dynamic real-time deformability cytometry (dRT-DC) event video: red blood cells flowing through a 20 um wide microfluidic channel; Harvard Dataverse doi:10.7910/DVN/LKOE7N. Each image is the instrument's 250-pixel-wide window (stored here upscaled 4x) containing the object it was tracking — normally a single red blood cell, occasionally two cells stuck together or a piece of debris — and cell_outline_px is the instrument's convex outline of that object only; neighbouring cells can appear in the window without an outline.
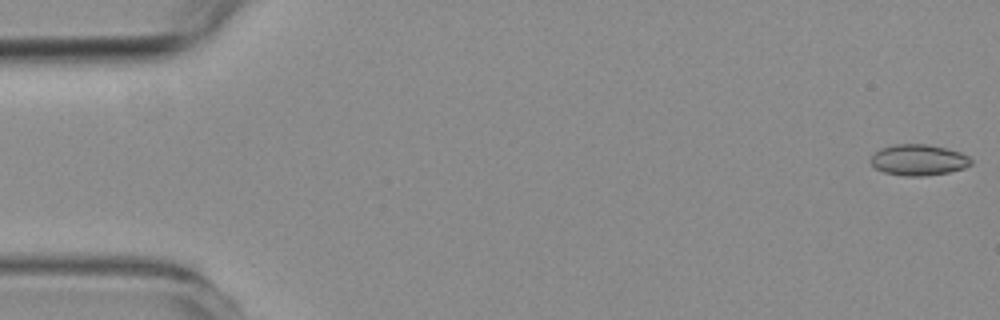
{"species": "common noctule bat (a hibernating species)", "species_latin": "Nyctalus noctula", "temperature_condition": "room temperature", "stored_images_in_passage": 57, "camera_frame_rate_fps": 3000, "um_per_image_px": 0.085, "animal": {"sex": "female", "body_mass_g": 19.3, "forearm_length_mm": 54.1}, "frame": {"image": 1, "passage_image": 1, "time_ms": 0.0, "image_size_px": [1000, 320], "cell_outline_px": [[972, 164], [964, 168], [948, 172], [924, 176], [904, 176], [884, 172], [876, 168], [868, 160], [872, 152], [880, 148], [892, 144], [928, 144], [960, 152], [968, 156], [972, 160]], "centroid_in_image_um": [78.02, 13.59], "position_along_channel_um": 7.0, "area_um2": 18.32}}
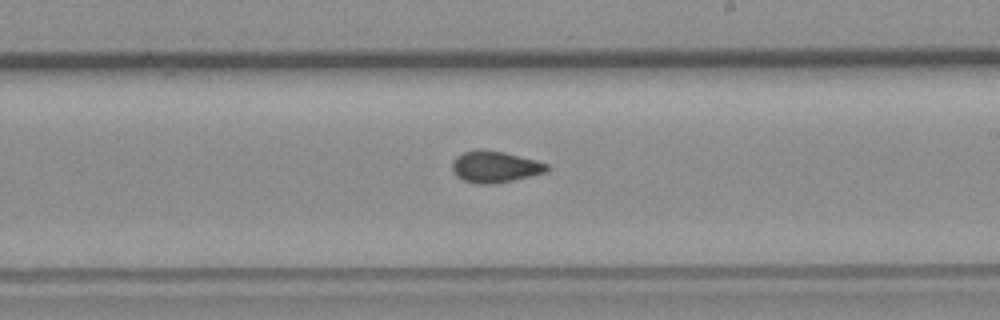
{"frame": {"image": 2, "passage_image": 33, "time_ms": 10.667, "image_size_px": [1000, 320], "cell_outline_px": [[548, 172], [512, 180], [492, 184], [476, 184], [464, 180], [456, 176], [452, 168], [452, 160], [456, 156], [464, 152], [476, 148], [484, 148], [504, 152], [536, 160], [548, 164]], "centroid_in_image_um": [42.04, 14.16], "position_along_channel_um": 247.0, "area_um2": 17.57}}
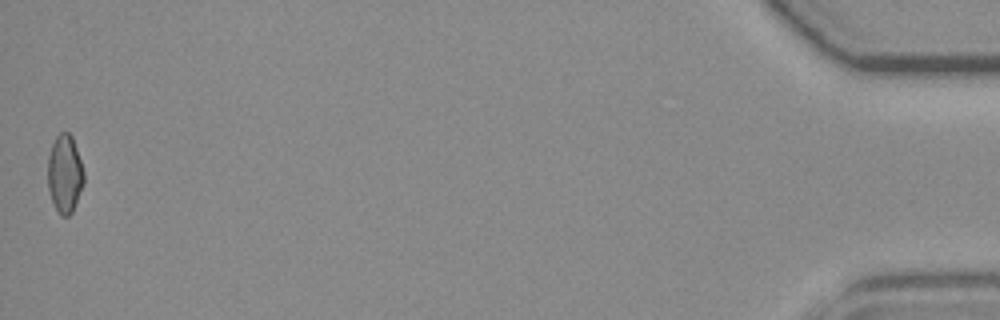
{"frame": {"image": 3, "passage_image": 57, "time_ms": 18.667, "image_size_px": [1000, 320], "cell_outline_px": [[84, 184], [72, 212], [68, 216], [60, 216], [52, 200], [48, 188], [48, 156], [52, 144], [56, 136], [60, 132], [68, 132], [72, 136], [84, 172]], "centroid_in_image_um": [5.5, 14.78], "position_along_channel_um": 429.7, "area_um2": 16.36}, "authors_computed_cell_mechanics": {"area_um2": 17.1666, "velocity_mm_per_s": 3.5775, "shape_relaxation_time_tau1_ms": null, "shape_relaxation_time_tau2_ms": 2.0699, "deformation_change_tau1": null, "deformation_change_tau2": 0.0557}}